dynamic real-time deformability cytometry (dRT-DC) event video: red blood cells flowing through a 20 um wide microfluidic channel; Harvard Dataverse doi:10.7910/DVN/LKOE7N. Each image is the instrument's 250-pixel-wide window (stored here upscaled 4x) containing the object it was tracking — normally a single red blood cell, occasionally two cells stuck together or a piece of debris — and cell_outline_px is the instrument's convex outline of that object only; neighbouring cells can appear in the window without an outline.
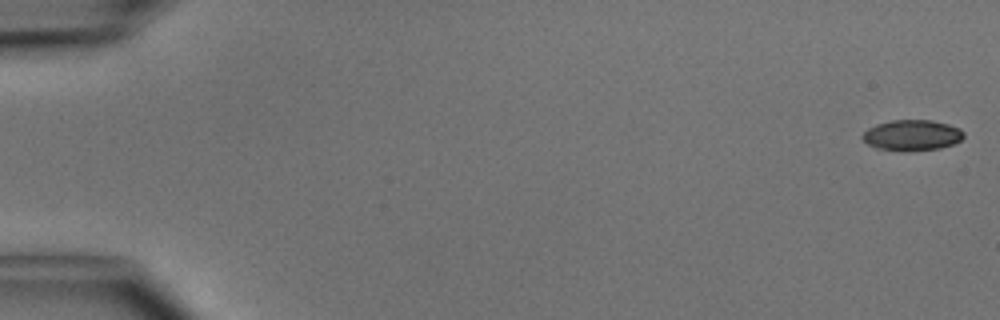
{"species": "common noctule bat (a hibernating species)", "species_latin": "Nyctalus noctula", "temperature_condition": "cold", "stored_images_in_passage": 49, "camera_frame_rate_fps": 3000, "um_per_image_px": 0.085, "animal": {"sex": "male", "body_mass_g": 15.6}, "frame": {"image": 1, "passage_image": 1, "time_ms": 0.0, "image_size_px": [1000, 320], "cell_outline_px": [[964, 136], [960, 140], [952, 144], [940, 148], [904, 152], [876, 148], [868, 144], [860, 136], [868, 128], [876, 124], [892, 120], [932, 120], [948, 124], [960, 128], [964, 132]], "centroid_in_image_um": [77.51, 11.5], "position_along_channel_um": 7.5, "area_um2": 18.26}}
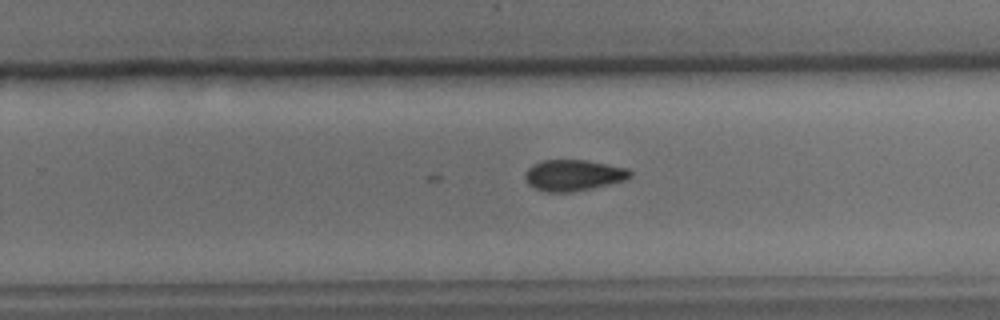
{"frame": {"image": 2, "passage_image": 32, "time_ms": 10.333, "image_size_px": [1000, 320], "cell_outline_px": [[632, 176], [628, 180], [592, 188], [572, 192], [544, 192], [528, 184], [524, 176], [524, 172], [532, 164], [544, 160], [584, 160], [628, 168], [632, 172]], "centroid_in_image_um": [48.75, 14.9], "position_along_channel_um": 281.1, "area_um2": 19.19}}
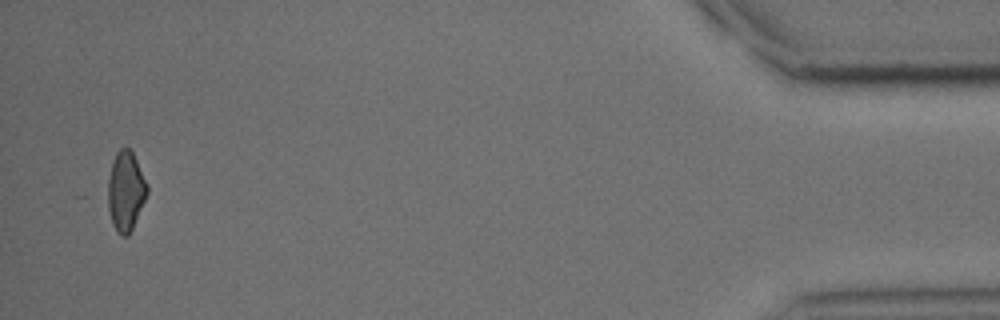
{"frame": {"image": 3, "passage_image": 48, "time_ms": 15.667, "image_size_px": [1000, 320], "cell_outline_px": [[148, 192], [132, 228], [128, 236], [120, 236], [116, 232], [112, 224], [100, 196], [112, 160], [116, 152], [120, 148], [128, 148], [132, 152], [148, 184]], "centroid_in_image_um": [10.55, 16.27], "position_along_channel_um": 424.7, "area_um2": 19.59}}